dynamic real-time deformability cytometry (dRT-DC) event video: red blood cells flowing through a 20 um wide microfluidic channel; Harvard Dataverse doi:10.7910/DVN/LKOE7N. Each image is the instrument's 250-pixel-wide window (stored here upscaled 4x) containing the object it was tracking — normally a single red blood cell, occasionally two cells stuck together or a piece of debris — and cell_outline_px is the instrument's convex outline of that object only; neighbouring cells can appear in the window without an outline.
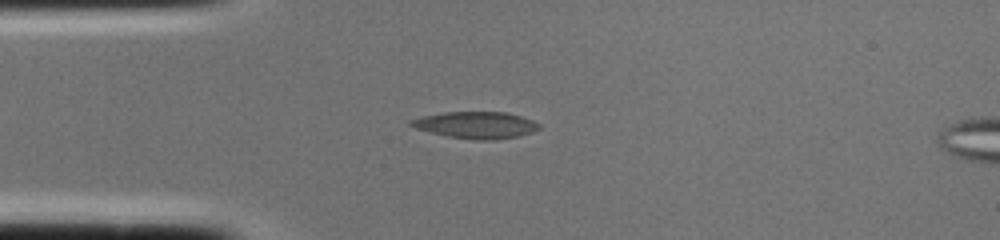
{"species": "common noctule bat (a hibernating species)", "species_latin": "Nyctalus noctula", "temperature_condition": "cold", "stored_images_in_passage": 2, "camera_frame_rate_fps": 3000, "um_per_image_px": 0.085, "animal": {"sex": "female", "body_mass_g": 22.0, "forearm_length_mm": 56.7}, "frame": {"image": 1, "passage_image": 1, "time_ms": 0.0, "image_size_px": [1000, 240], "cell_outline_px": [[540, 128], [532, 132], [516, 136], [496, 140], [476, 140], [448, 136], [416, 128], [408, 124], [408, 120], [424, 116], [444, 112], [504, 112], [520, 116], [532, 120], [540, 124]], "centroid_in_image_um": [40.46, 10.62], "position_along_channel_um": 44.5, "area_um2": 19.77}}